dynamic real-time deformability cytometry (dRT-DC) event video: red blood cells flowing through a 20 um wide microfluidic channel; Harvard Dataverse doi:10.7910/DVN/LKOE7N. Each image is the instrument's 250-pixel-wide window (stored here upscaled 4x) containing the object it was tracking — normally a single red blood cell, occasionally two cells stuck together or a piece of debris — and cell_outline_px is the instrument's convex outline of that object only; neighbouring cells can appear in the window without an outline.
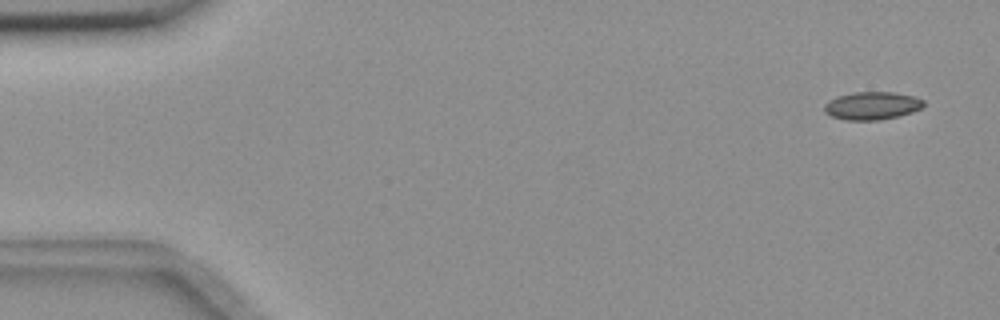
{"species": "common noctule bat (a hibernating species)", "species_latin": "Nyctalus noctula", "temperature_condition": "room temperature", "stored_images_in_passage": 5, "camera_frame_rate_fps": 3000, "um_per_image_px": 0.085, "animal": {"sex": "female", "body_mass_g": 18.4}, "frame": {"image": 1, "passage_image": 1, "time_ms": 0.0, "image_size_px": [1000, 320], "cell_outline_px": [[924, 104], [920, 108], [912, 112], [900, 116], [880, 120], [844, 120], [832, 116], [824, 112], [824, 104], [828, 100], [836, 96], [856, 92], [896, 92], [916, 96], [924, 100]], "centroid_in_image_um": [74.12, 8.98], "position_along_channel_um": 10.9, "area_um2": 16.36}}